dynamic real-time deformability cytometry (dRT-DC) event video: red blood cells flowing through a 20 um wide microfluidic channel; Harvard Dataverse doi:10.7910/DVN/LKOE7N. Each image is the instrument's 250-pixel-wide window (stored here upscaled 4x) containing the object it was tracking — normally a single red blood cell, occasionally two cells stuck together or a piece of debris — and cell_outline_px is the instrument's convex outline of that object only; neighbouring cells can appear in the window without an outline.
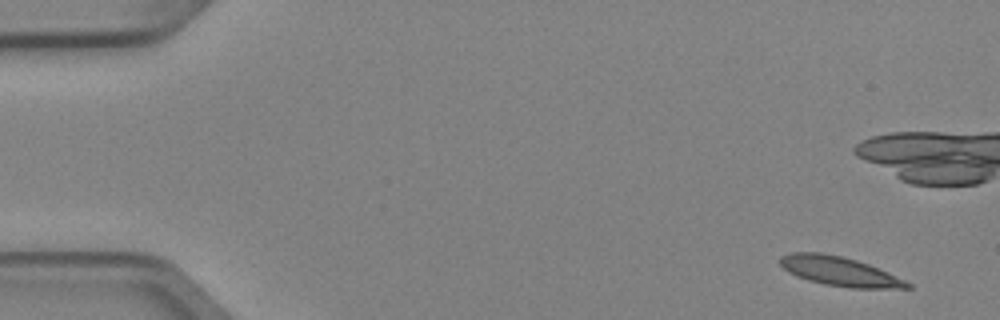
{"species": "Egyptian fruit bat (a non-hibernating species)", "species_latin": "Rousettus aegyptiacus", "temperature_condition": "cold", "stored_images_in_passage": 7, "camera_frame_rate_fps": 3000, "um_per_image_px": 0.085, "animal": {"sex": "female"}, "frame": {"image": 1, "passage_image": 1, "time_ms": 0.0, "image_size_px": [1000, 320], "cell_outline_px": [[912, 288], [852, 288], [824, 284], [808, 280], [796, 276], [788, 272], [780, 264], [780, 256], [792, 252], [820, 252], [840, 256], [856, 260], [868, 264], [904, 280], [912, 284]], "centroid_in_image_um": [71.32, 23.06], "position_along_channel_um": 13.7, "area_um2": 21.44}}